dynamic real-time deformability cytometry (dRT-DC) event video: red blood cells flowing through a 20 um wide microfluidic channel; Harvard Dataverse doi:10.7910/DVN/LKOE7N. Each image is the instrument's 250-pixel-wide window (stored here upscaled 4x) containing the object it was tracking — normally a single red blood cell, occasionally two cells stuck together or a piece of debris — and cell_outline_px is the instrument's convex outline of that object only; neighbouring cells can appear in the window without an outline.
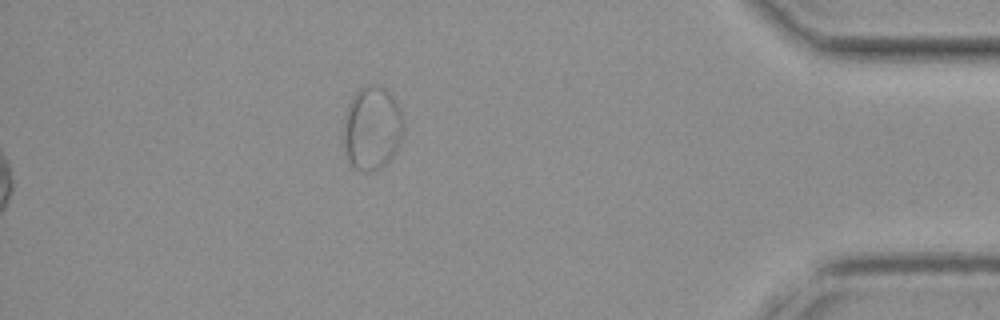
{"species": "common noctule bat (a hibernating species)", "species_latin": "Nyctalus noctula", "temperature_condition": "cold", "stored_images_in_passage": 46, "segment_of_instrument_passage": [2, 2], "camera_frame_rate_fps": 3000, "um_per_image_px": 0.085, "animal": {"sex": "female", "body_mass_g": 19.3, "forearm_length_mm": 54.1}, "frame": {"image": 1, "passage_image": 46, "time_ms": 15.0, "image_size_px": [1000, 320], "cell_outline_px": [[404, 128], [396, 148], [392, 156], [380, 168], [372, 172], [360, 172], [348, 160], [344, 152], [344, 116], [348, 104], [352, 96], [364, 84], [380, 84], [388, 88], [400, 108], [404, 124]], "centroid_in_image_um": [31.61, 10.84], "position_along_channel_um": 403.6, "area_um2": 29.65}}